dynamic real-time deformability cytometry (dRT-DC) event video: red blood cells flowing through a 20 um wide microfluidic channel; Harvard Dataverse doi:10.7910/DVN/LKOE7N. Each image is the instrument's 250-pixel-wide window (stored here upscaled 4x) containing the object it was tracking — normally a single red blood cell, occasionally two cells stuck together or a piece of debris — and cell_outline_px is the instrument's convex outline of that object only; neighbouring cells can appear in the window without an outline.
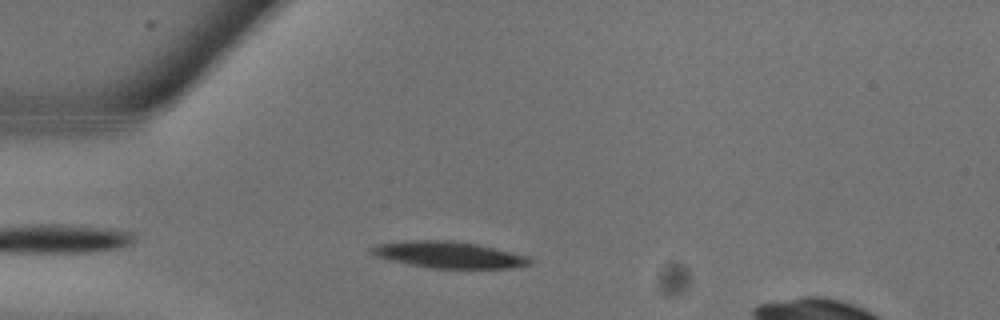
{"species": "common noctule bat (a hibernating species)", "species_latin": "Nyctalus noctula", "temperature_condition": "warm", "stored_images_in_passage": 2, "camera_frame_rate_fps": 3000, "um_per_image_px": 0.085, "animal": {"sex": "male", "body_mass_g": 13.3}, "frame": {"image": 1, "passage_image": 1, "time_ms": 0.0, "image_size_px": [1000, 320], "cell_outline_px": [[536, 260], [532, 264], [512, 268], [432, 268], [408, 264], [388, 260], [376, 256], [368, 252], [368, 248], [376, 244], [412, 240], [448, 240], [476, 244], [528, 256]], "centroid_in_image_um": [38.13, 21.66], "position_along_channel_um": 46.9, "area_um2": 24.57}}